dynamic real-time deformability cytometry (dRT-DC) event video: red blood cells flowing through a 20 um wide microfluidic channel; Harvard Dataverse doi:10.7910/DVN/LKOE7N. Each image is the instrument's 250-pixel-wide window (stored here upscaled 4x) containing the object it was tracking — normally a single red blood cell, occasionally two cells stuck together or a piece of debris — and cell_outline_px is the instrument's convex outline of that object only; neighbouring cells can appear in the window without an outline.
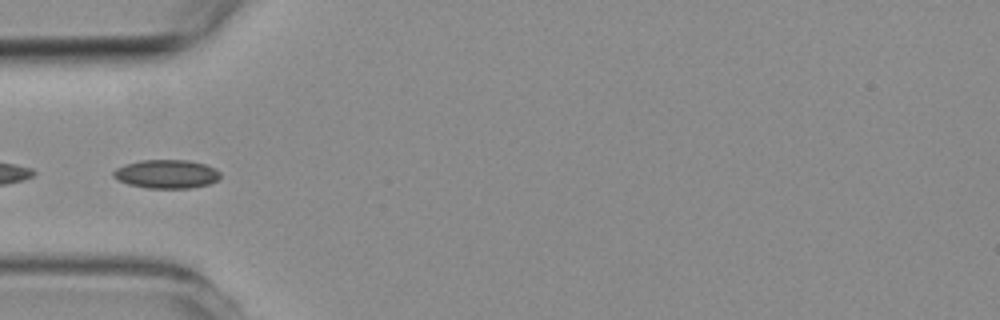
{"species": "common noctule bat (a hibernating species)", "species_latin": "Nyctalus noctula", "temperature_condition": "room temperature", "stored_images_in_passage": 9, "camera_frame_rate_fps": 3000, "um_per_image_px": 0.085, "animal": {"sex": "female", "body_mass_g": 19.3, "forearm_length_mm": 54.1}, "frame": {"image": 1, "passage_image": 4, "time_ms": 3.333, "image_size_px": [1000, 320], "cell_outline_px": [[220, 176], [216, 180], [208, 184], [188, 188], [148, 188], [128, 184], [112, 176], [112, 172], [116, 168], [124, 164], [140, 160], [188, 160], [204, 164], [216, 168], [220, 172]], "centroid_in_image_um": [14.14, 14.78], "position_along_channel_um": 70.9, "area_um2": 17.8}}